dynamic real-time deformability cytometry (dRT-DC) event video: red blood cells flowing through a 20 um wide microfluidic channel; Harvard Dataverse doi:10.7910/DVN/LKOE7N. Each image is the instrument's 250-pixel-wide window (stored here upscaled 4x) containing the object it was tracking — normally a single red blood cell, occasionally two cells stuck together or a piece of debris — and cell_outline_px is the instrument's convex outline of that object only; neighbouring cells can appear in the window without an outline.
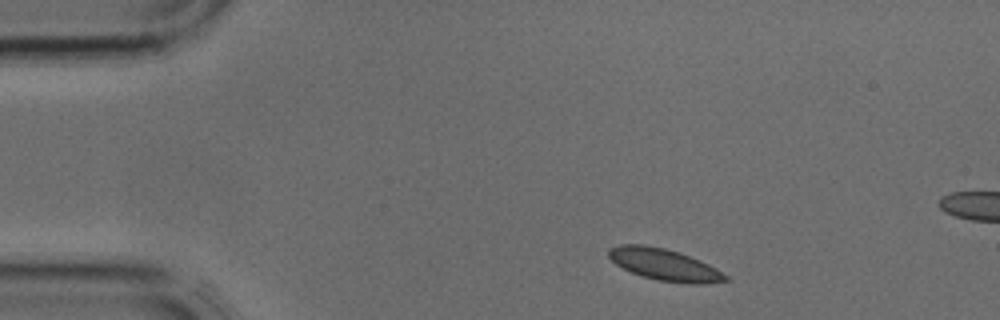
{"species": "common noctule bat (a hibernating species)", "species_latin": "Nyctalus noctula", "temperature_condition": "cold", "stored_images_in_passage": 3, "segment_of_instrument_passage": [1, 2], "camera_frame_rate_fps": 3000, "um_per_image_px": 0.085, "animal": {"sex": "male", "body_mass_g": 17.9, "forearm_length_mm": 54.2}, "frame": {"image": 1, "passage_image": 1, "time_ms": 0.0, "image_size_px": [1000, 320], "cell_outline_px": [[732, 280], [708, 284], [692, 284], [656, 280], [640, 276], [616, 264], [608, 256], [608, 248], [620, 244], [644, 244], [664, 248], [680, 252], [700, 260], [716, 268], [728, 276]], "centroid_in_image_um": [56.5, 22.5], "position_along_channel_um": 28.5, "area_um2": 21.85}}